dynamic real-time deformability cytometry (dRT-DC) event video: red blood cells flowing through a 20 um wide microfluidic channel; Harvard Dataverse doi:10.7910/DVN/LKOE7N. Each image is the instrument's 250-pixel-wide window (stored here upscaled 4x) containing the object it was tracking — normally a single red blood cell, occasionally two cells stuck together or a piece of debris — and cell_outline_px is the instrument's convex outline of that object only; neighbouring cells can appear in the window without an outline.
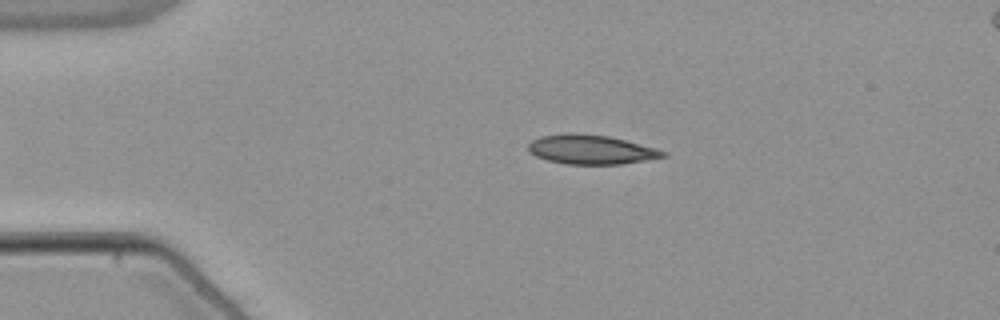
{"species": "common noctule bat (a hibernating species)", "species_latin": "Nyctalus noctula", "temperature_condition": "warm", "stored_images_in_passage": 52, "camera_frame_rate_fps": 3000, "um_per_image_px": 0.085, "animal": {"sex": "male", "body_mass_g": 21.5, "forearm_length_mm": 52.0}, "frame": {"image": 1, "passage_image": 10, "time_ms": 3.0, "image_size_px": [1000, 320], "cell_outline_px": [[668, 156], [620, 164], [568, 164], [548, 160], [536, 156], [528, 152], [528, 144], [532, 140], [540, 136], [564, 132], [576, 132], [608, 136], [656, 148], [668, 152]], "centroid_in_image_um": [50.2, 12.69], "position_along_channel_um": 34.8, "area_um2": 23.12}}
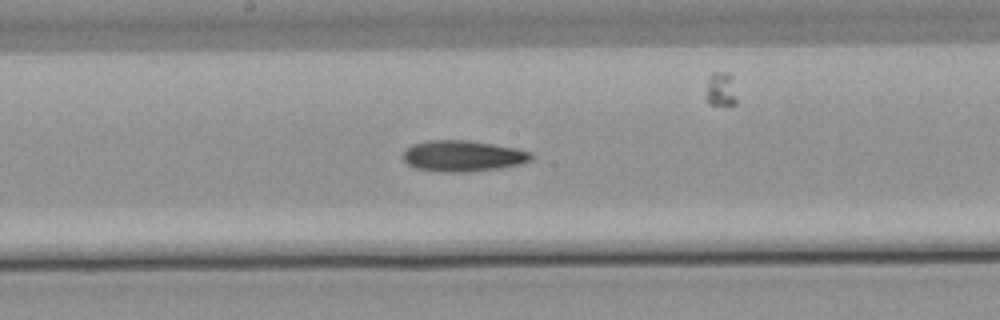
{"frame": {"image": 2, "passage_image": 27, "time_ms": 8.667, "image_size_px": [1000, 320], "cell_outline_px": [[536, 156], [532, 160], [520, 164], [500, 168], [468, 172], [440, 172], [416, 168], [408, 164], [404, 160], [404, 152], [412, 144], [428, 140], [468, 140], [516, 148], [532, 152]], "centroid_in_image_um": [39.39, 13.26], "position_along_channel_um": 208.8, "area_um2": 23.29}}
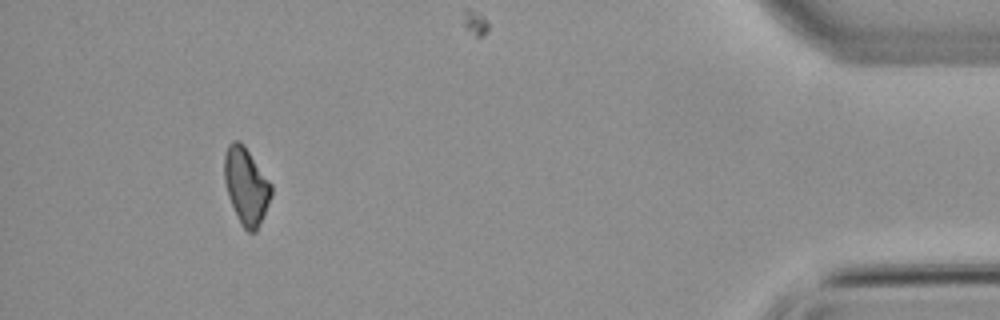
{"frame": {"image": 3, "passage_image": 48, "time_ms": 15.667, "image_size_px": [1000, 320], "cell_outline_px": [[272, 192], [268, 204], [256, 232], [248, 232], [240, 224], [232, 204], [224, 180], [224, 156], [228, 144], [232, 140], [240, 140], [244, 144], [272, 184]], "centroid_in_image_um": [20.92, 15.77], "position_along_channel_um": 414.3, "area_um2": 20.87}}